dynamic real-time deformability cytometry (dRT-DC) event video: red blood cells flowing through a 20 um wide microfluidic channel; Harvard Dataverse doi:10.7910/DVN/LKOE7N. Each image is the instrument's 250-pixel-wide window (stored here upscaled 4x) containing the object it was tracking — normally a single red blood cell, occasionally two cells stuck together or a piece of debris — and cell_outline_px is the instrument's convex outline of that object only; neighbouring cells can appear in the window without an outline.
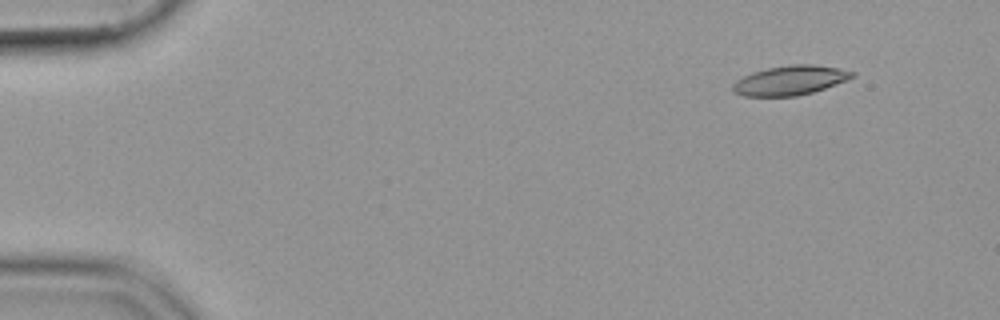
{"species": "common noctule bat (a hibernating species)", "species_latin": "Nyctalus noctula", "temperature_condition": "cold", "stored_images_in_passage": 51, "camera_frame_rate_fps": 3000, "um_per_image_px": 0.085, "animal": {"sex": "female", "body_mass_g": 19.9}, "frame": {"image": 1, "passage_image": 2, "time_ms": 0.333, "image_size_px": [1000, 320], "cell_outline_px": [[856, 76], [848, 80], [812, 92], [796, 96], [744, 96], [732, 92], [732, 84], [736, 80], [752, 72], [768, 68], [792, 64], [812, 64], [840, 68], [856, 72]], "centroid_in_image_um": [67.17, 6.82], "position_along_channel_um": 17.8, "area_um2": 20.58}}
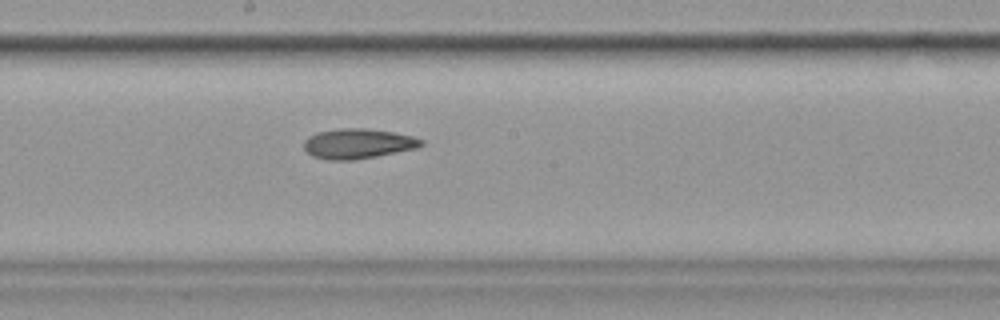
{"frame": {"image": 2, "passage_image": 27, "time_ms": 8.667, "image_size_px": [1000, 320], "cell_outline_px": [[424, 144], [416, 148], [376, 156], [352, 160], [328, 160], [312, 156], [304, 148], [304, 140], [308, 136], [316, 132], [340, 128], [368, 128], [392, 132], [412, 136], [424, 140]], "centroid_in_image_um": [30.4, 12.2], "position_along_channel_um": 217.8, "area_um2": 20.52}}
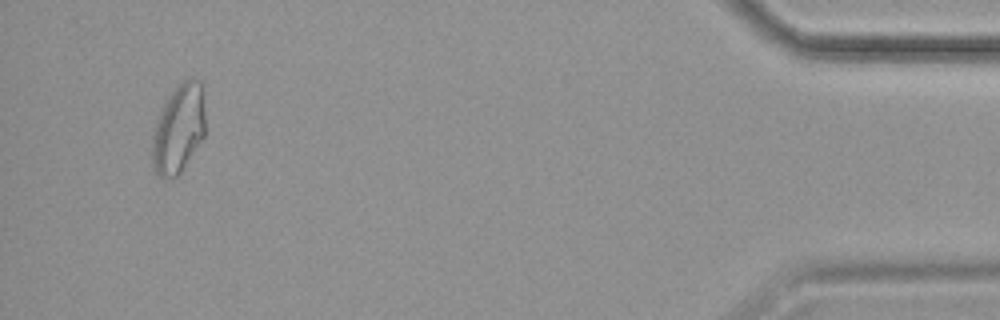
{"frame": {"image": 3, "passage_image": 49, "time_ms": 16.0, "image_size_px": [1000, 320], "cell_outline_px": [[204, 136], [180, 172], [176, 176], [164, 180], [152, 168], [152, 132], [164, 100], [176, 84], [192, 76], [200, 80], [204, 84]], "centroid_in_image_um": [15.17, 10.87], "position_along_channel_um": 420.0, "area_um2": 28.09}}